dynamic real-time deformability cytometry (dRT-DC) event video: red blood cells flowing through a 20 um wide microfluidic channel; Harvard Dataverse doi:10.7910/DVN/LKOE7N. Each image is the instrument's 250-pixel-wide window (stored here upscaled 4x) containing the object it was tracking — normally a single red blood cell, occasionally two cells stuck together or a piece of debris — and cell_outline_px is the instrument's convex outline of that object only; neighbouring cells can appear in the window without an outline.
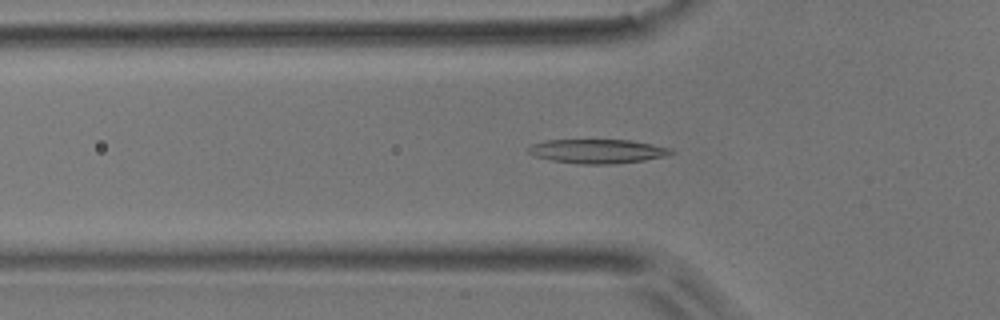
{"species": "common noctule bat (a hibernating species)", "species_latin": "Nyctalus noctula", "temperature_condition": "room temperature", "stored_images_in_passage": 35, "camera_frame_rate_fps": 3000, "um_per_image_px": 0.085, "animal": {"sex": "male", "body_mass_g": 17.9}, "frame": {"image": 1, "passage_image": 10, "time_ms": 3.0, "image_size_px": [1000, 320], "cell_outline_px": [[676, 152], [664, 156], [644, 160], [612, 164], [580, 164], [552, 160], [532, 156], [528, 152], [528, 148], [532, 144], [544, 140], [632, 140], [672, 148]], "centroid_in_image_um": [50.78, 12.85], "position_along_channel_um": 75.0, "area_um2": 20.11}}
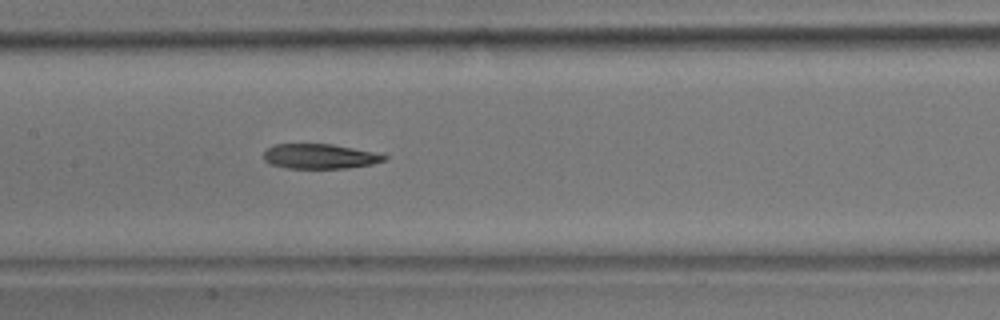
{"frame": {"image": 2, "passage_image": 18, "time_ms": 5.667, "image_size_px": [1000, 320], "cell_outline_px": [[388, 156], [384, 160], [372, 164], [348, 168], [288, 168], [268, 164], [264, 160], [264, 152], [268, 148], [276, 144], [332, 144], [372, 152]], "centroid_in_image_um": [27.14, 13.29], "position_along_channel_um": 180.3, "area_um2": 17.28}}
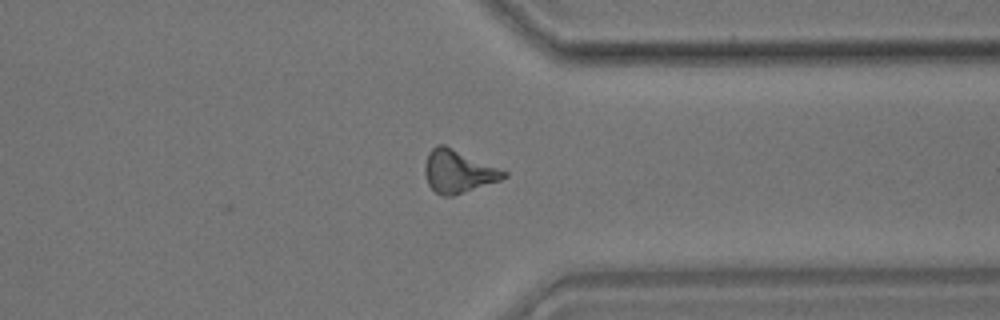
{"frame": {"image": 3, "passage_image": 33, "time_ms": 10.667, "image_size_px": [1000, 320], "cell_outline_px": [[508, 176], [500, 180], [452, 196], [440, 196], [428, 184], [424, 172], [424, 164], [428, 152], [436, 144], [444, 144], [508, 172]], "centroid_in_image_um": [38.91, 14.56], "position_along_channel_um": 372.5, "area_um2": 19.59}, "authors_computed_cell_mechanics": {"area_um2": 18.785, "velocity_mm_per_s": 3.8996, "shape_relaxation_time_tau1_ms": null, "shape_relaxation_time_tau2_ms": 10.0023, "deformation_change_tau1": null, "deformation_change_tau2": 0.2535}}